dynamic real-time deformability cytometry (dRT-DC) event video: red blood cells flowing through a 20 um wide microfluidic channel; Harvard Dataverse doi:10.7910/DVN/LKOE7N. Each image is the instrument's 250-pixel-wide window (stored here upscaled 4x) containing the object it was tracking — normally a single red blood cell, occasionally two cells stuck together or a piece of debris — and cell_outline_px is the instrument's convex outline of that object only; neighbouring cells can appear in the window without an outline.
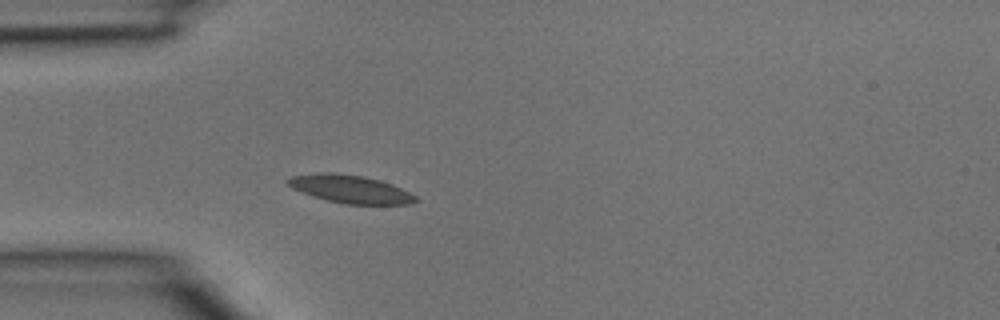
{"species": "common noctule bat (a hibernating species)", "species_latin": "Nyctalus noctula", "temperature_condition": "room temperature", "stored_images_in_passage": 4, "camera_frame_rate_fps": 3000, "um_per_image_px": 0.085, "animal": {"sex": "male", "body_mass_g": 15.6}, "frame": {"image": 1, "passage_image": 4, "time_ms": 1.0, "image_size_px": [1000, 320], "cell_outline_px": [[420, 200], [412, 204], [344, 204], [312, 196], [300, 192], [292, 188], [284, 180], [292, 176], [320, 172], [332, 172], [364, 176], [380, 180], [392, 184], [416, 196]], "centroid_in_image_um": [29.76, 16.07], "position_along_channel_um": 55.2, "area_um2": 20.92}}